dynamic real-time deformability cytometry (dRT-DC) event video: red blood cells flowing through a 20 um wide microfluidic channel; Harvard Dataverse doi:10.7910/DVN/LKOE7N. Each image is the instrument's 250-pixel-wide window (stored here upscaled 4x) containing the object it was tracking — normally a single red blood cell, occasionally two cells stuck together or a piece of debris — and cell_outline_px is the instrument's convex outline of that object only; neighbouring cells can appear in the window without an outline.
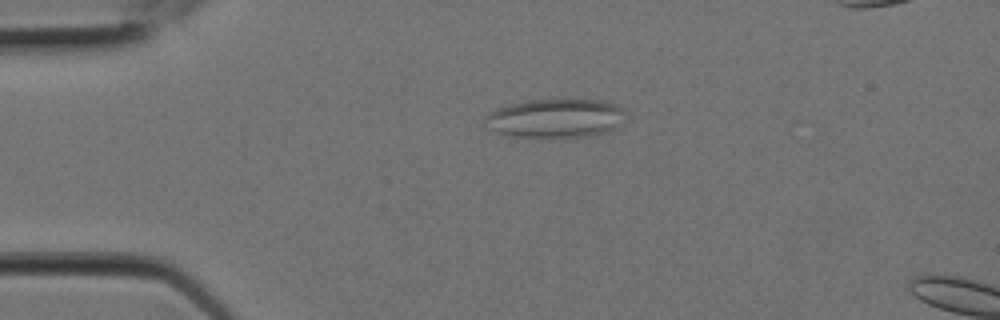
{"species": "Egyptian fruit bat (a non-hibernating species)", "species_latin": "Rousettus aegyptiacus", "temperature_condition": "room temperature", "stored_images_in_passage": 5, "camera_frame_rate_fps": 3000, "um_per_image_px": 0.085, "animal": {"sex": "female"}, "frame": {"image": 1, "passage_image": 4, "time_ms": 1.0, "image_size_px": [1000, 320], "cell_outline_px": [[624, 112], [620, 124], [616, 128], [608, 132], [592, 136], [512, 136], [496, 132], [484, 128], [484, 116], [488, 112], [496, 108], [528, 100], [600, 100], [616, 104], [624, 108]], "centroid_in_image_um": [47.17, 10.05], "position_along_channel_um": 37.8, "area_um2": 31.79}}